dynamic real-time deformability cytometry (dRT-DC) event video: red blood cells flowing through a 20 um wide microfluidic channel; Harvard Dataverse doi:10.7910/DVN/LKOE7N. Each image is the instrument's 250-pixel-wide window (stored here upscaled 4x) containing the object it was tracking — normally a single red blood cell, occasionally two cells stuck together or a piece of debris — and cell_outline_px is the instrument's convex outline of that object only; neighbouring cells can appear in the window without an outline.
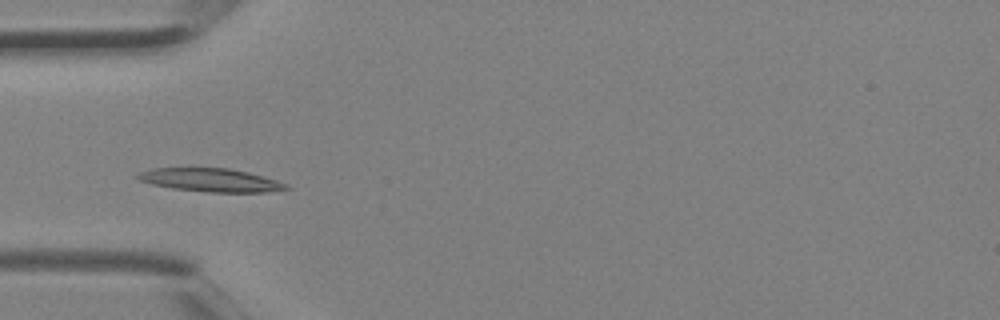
{"species": "Egyptian fruit bat (a non-hibernating species)", "species_latin": "Rousettus aegyptiacus", "temperature_condition": "room temperature", "stored_images_in_passage": 4, "camera_frame_rate_fps": 3000, "um_per_image_px": 0.085, "animal": {"sex": "female"}, "frame": {"image": 1, "passage_image": 3, "time_ms": 0.667, "image_size_px": [1000, 320], "cell_outline_px": [[292, 188], [268, 192], [208, 192], [172, 188], [152, 184], [140, 180], [132, 176], [140, 172], [152, 168], [228, 168], [248, 172], [276, 180], [288, 184]], "centroid_in_image_um": [17.9, 15.3], "position_along_channel_um": 67.1, "area_um2": 20.17}}
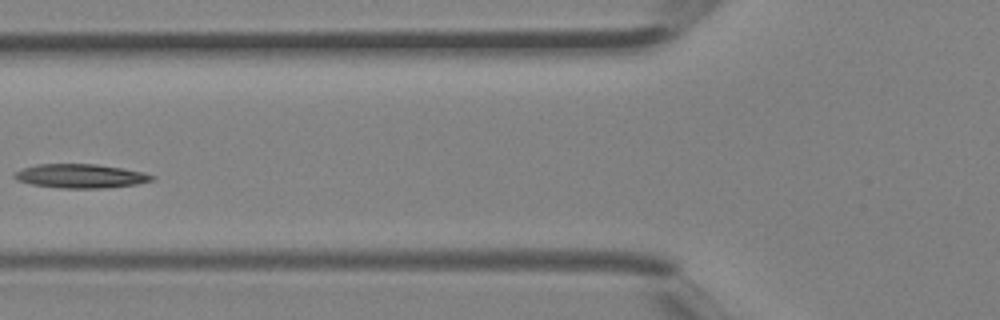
{"frame": {"image": 2, "passage_image": 4, "time_ms": 1.0, "image_size_px": [1000, 320], "cell_outline_px": [[156, 176], [152, 180], [136, 184], [104, 188], [60, 188], [32, 184], [16, 180], [12, 176], [12, 172], [36, 164], [96, 164], [144, 172]], "centroid_in_image_um": [6.8, 14.96], "position_along_channel_um": 119.0, "area_um2": 19.19}}